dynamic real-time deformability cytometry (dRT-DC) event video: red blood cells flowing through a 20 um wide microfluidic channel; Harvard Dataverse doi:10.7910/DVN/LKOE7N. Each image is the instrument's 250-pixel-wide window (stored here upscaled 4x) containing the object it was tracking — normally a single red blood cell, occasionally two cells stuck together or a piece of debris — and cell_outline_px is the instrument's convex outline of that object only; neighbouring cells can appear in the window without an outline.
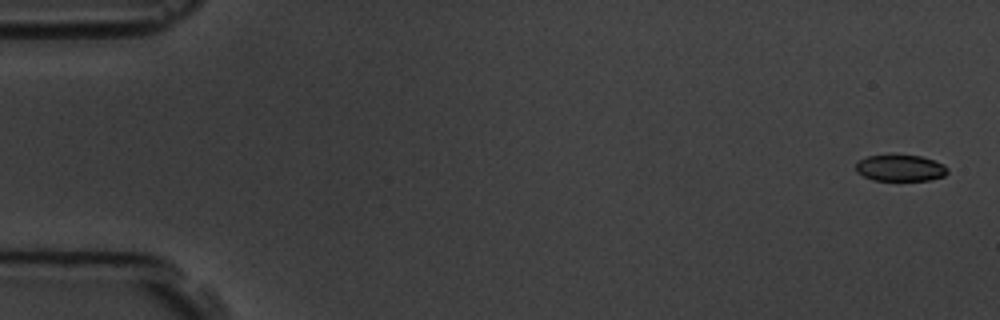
{"species": "common noctule bat (a hibernating species)", "species_latin": "Nyctalus noctula", "temperature_condition": "room temperature", "stored_images_in_passage": 6, "camera_frame_rate_fps": 3000, "um_per_image_px": 0.085, "animal": {"sex": "male", "body_mass_g": 19.5, "forearm_length_mm": 54.6}, "frame": {"image": 1, "passage_image": 1, "time_ms": 0.0, "image_size_px": [1000, 320], "cell_outline_px": [[948, 172], [944, 176], [928, 180], [872, 180], [856, 172], [856, 164], [860, 160], [868, 156], [920, 156], [944, 164], [948, 168]], "centroid_in_image_um": [76.54, 14.3], "position_along_channel_um": 8.5, "area_um2": 13.81}}
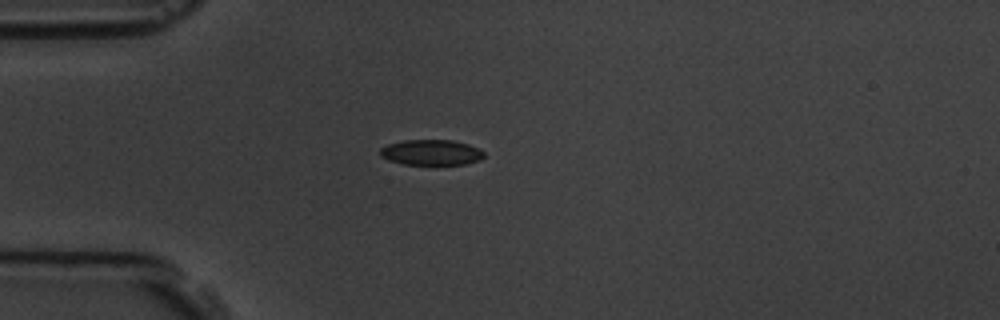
{"frame": {"image": 2, "passage_image": 5, "time_ms": 4.667, "image_size_px": [1000, 320], "cell_outline_px": [[484, 156], [480, 160], [464, 164], [404, 164], [388, 160], [380, 156], [380, 148], [388, 144], [404, 140], [452, 140], [468, 144], [484, 152]], "centroid_in_image_um": [36.63, 12.95], "position_along_channel_um": 48.4, "area_um2": 15.32}}